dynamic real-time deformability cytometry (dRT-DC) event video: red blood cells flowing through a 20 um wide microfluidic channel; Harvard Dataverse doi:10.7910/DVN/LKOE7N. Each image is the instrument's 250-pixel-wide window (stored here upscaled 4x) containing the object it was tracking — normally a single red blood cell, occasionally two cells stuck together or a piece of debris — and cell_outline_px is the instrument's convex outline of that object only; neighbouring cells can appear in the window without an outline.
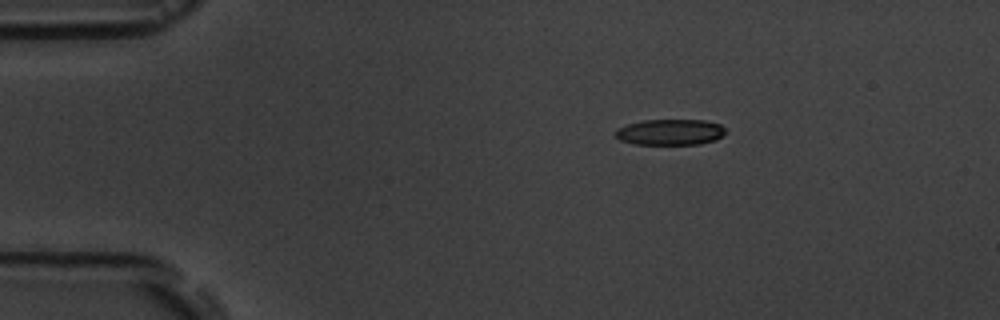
{"species": "common noctule bat (a hibernating species)", "species_latin": "Nyctalus noctula", "temperature_condition": "room temperature", "stored_images_in_passage": 2, "camera_frame_rate_fps": 3000, "um_per_image_px": 0.085, "animal": {"sex": "male", "body_mass_g": 19.5, "forearm_length_mm": 54.6}, "frame": {"image": 1, "passage_image": 1, "time_ms": 0.0, "image_size_px": [1000, 320], "cell_outline_px": [[724, 132], [716, 140], [700, 144], [636, 144], [620, 140], [612, 132], [616, 128], [628, 124], [644, 120], [704, 120], [720, 124], [724, 128]], "centroid_in_image_um": [56.92, 11.23], "position_along_channel_um": 28.1, "area_um2": 16.59}}